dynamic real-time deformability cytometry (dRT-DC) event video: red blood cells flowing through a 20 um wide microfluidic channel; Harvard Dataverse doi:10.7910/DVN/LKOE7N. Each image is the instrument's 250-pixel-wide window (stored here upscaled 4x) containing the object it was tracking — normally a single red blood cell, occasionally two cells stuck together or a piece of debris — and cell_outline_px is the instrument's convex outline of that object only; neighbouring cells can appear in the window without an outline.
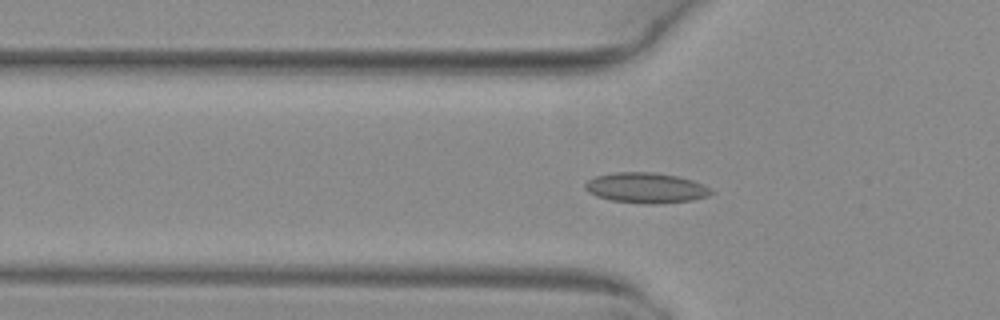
{"species": "common noctule bat (a hibernating species)", "species_latin": "Nyctalus noctula", "temperature_condition": "warm", "stored_images_in_passage": 53, "camera_frame_rate_fps": 3000, "um_per_image_px": 0.085, "animal": {"sex": "female", "body_mass_g": 29.2, "forearm_length_mm": 56.3}, "frame": {"image": 1, "passage_image": 18, "time_ms": 5.667, "image_size_px": [1000, 320], "cell_outline_px": [[716, 192], [708, 196], [692, 200], [656, 204], [644, 204], [612, 200], [596, 196], [588, 192], [584, 188], [584, 184], [588, 180], [596, 176], [616, 172], [652, 172], [676, 176], [692, 180], [704, 184], [712, 188]], "centroid_in_image_um": [54.94, 15.97], "position_along_channel_um": 70.9, "area_um2": 22.43}}
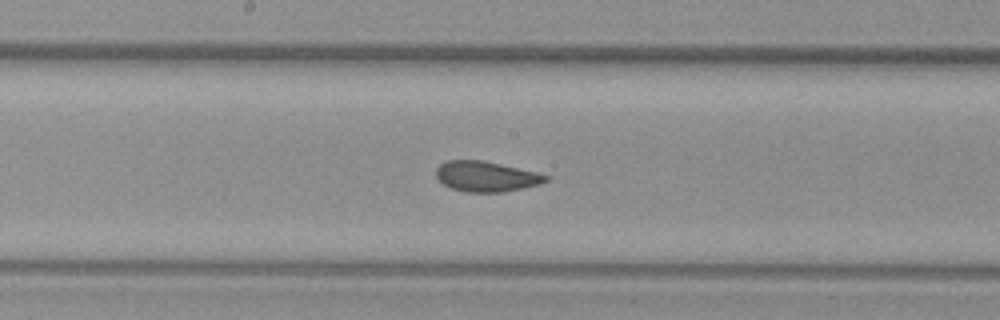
{"frame": {"image": 2, "passage_image": 28, "time_ms": 9.0, "image_size_px": [1000, 320], "cell_outline_px": [[548, 180], [540, 184], [524, 188], [504, 192], [464, 192], [452, 188], [444, 184], [436, 176], [436, 168], [440, 164], [448, 160], [484, 160], [536, 172], [548, 176]], "centroid_in_image_um": [41.32, 15.0], "position_along_channel_um": 206.9, "area_um2": 19.36}}
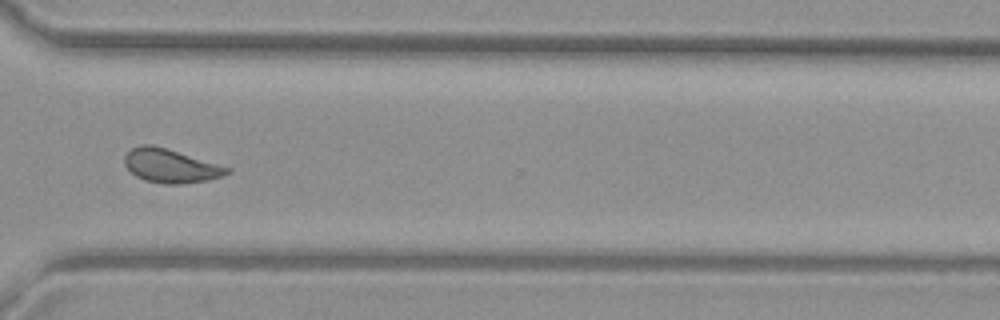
{"frame": {"image": 3, "passage_image": 39, "time_ms": 12.667, "image_size_px": [1000, 320], "cell_outline_px": [[232, 172], [208, 180], [180, 184], [164, 184], [144, 180], [136, 176], [124, 164], [124, 156], [132, 148], [140, 144], [152, 144], [232, 168]], "centroid_in_image_um": [14.49, 14.1], "position_along_channel_um": 356.1, "area_um2": 20.06}, "authors_computed_cell_mechanics": {"area_um2": 20.2878, "velocity_mm_per_s": 4.0662, "shape_relaxation_time_tau1_ms": null, "shape_relaxation_time_tau2_ms": 1.3168, "deformation_change_tau1": null, "deformation_change_tau2": 0.0535}}